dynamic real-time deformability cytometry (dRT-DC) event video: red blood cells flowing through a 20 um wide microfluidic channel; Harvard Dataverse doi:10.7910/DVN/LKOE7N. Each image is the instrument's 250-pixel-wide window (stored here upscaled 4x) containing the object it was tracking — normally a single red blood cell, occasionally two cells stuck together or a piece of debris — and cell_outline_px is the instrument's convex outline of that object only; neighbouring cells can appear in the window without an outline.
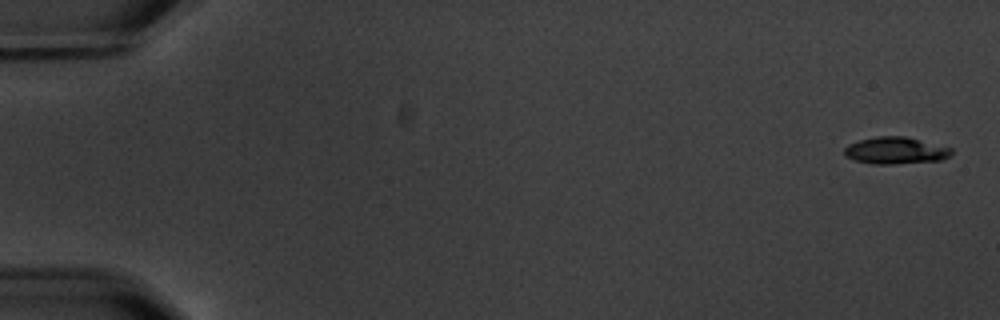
{"species": "common noctule bat (a hibernating species)", "species_latin": "Nyctalus noctula", "temperature_condition": "warm", "stored_images_in_passage": 15, "camera_frame_rate_fps": 3000, "um_per_image_px": 0.085, "animal": {"sex": "male", "body_mass_g": 20.1, "forearm_length_mm": 53.5}, "frame": {"image": 1, "passage_image": 1, "time_ms": 0.0, "image_size_px": [1000, 320], "cell_outline_px": [[952, 156], [940, 160], [892, 164], [872, 164], [856, 160], [844, 156], [844, 148], [848, 144], [860, 140], [876, 136], [904, 136], [952, 148]], "centroid_in_image_um": [76.11, 12.8], "position_along_channel_um": 8.9, "area_um2": 16.76}}
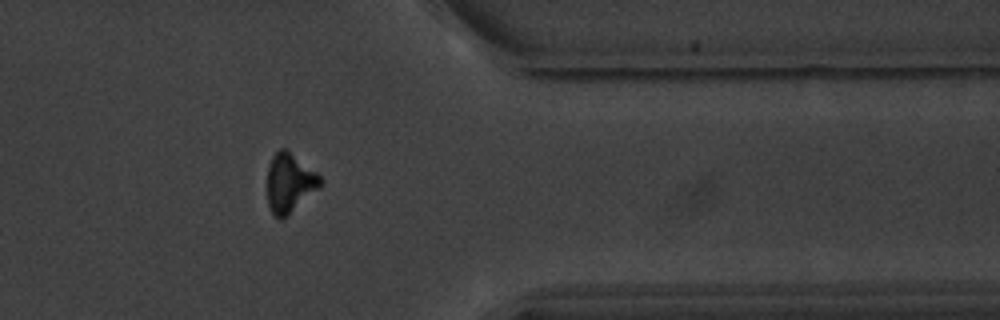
{"frame": {"image": 2, "passage_image": 13, "time_ms": 15.333, "image_size_px": [1000, 320], "cell_outline_px": [[324, 180], [320, 188], [280, 220], [272, 212], [268, 204], [268, 164], [272, 156], [280, 148], [284, 148], [316, 172]], "centroid_in_image_um": [24.62, 15.53], "position_along_channel_um": 386.8, "area_um2": 17.92}}
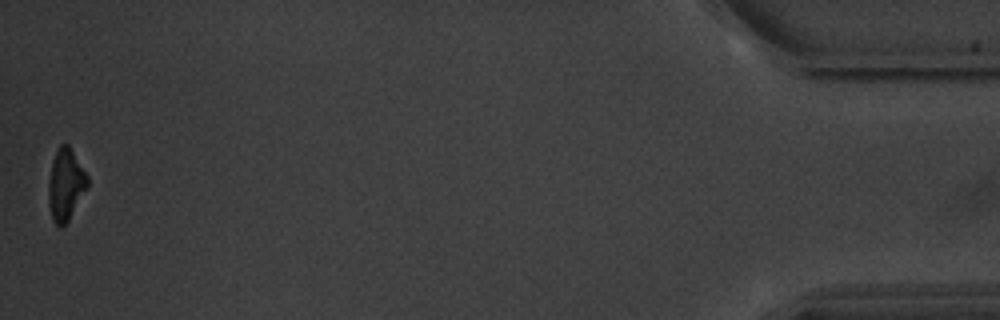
{"frame": {"image": 3, "passage_image": 15, "time_ms": 18.667, "image_size_px": [1000, 320], "cell_outline_px": [[88, 188], [68, 220], [60, 228], [52, 220], [48, 196], [48, 184], [52, 160], [60, 144], [68, 144], [88, 176]], "centroid_in_image_um": [5.58, 15.69], "position_along_channel_um": 429.6, "area_um2": 16.18}, "authors_computed_cell_mechanics": {"area_um2": 17.918, "velocity_mm_per_s": 3.5377, "shape_relaxation_time_tau1_ms": 2.5924, "shape_relaxation_time_tau2_ms": 5.6742, "deformation_change_tau1": 0.1099, "deformation_change_tau2": 0.1162}}